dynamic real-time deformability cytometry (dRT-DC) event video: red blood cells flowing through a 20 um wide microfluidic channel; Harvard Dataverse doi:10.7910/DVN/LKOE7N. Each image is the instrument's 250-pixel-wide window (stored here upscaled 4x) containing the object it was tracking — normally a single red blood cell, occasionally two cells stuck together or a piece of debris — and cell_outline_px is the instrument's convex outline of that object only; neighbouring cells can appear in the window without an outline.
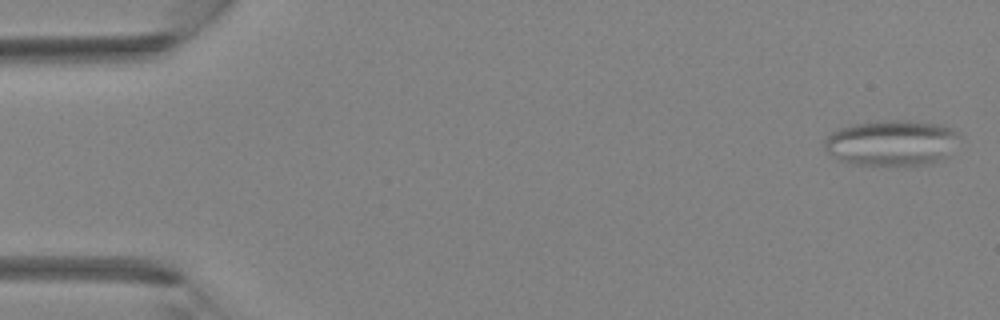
{"species": "Egyptian fruit bat (a non-hibernating species)", "species_latin": "Rousettus aegyptiacus", "temperature_condition": "room temperature", "stored_images_in_passage": 11, "camera_frame_rate_fps": 3000, "um_per_image_px": 0.085, "animal": {"sex": "female"}, "frame": {"image": 1, "passage_image": 1, "time_ms": 0.0, "image_size_px": [1000, 320], "cell_outline_px": [[960, 136], [944, 156], [932, 164], [852, 164], [840, 160], [828, 152], [824, 148], [824, 140], [832, 132], [840, 128], [852, 124], [876, 120], [908, 120], [940, 124], [952, 128], [960, 132]], "centroid_in_image_um": [75.76, 12.11], "position_along_channel_um": 9.2, "area_um2": 35.6}}